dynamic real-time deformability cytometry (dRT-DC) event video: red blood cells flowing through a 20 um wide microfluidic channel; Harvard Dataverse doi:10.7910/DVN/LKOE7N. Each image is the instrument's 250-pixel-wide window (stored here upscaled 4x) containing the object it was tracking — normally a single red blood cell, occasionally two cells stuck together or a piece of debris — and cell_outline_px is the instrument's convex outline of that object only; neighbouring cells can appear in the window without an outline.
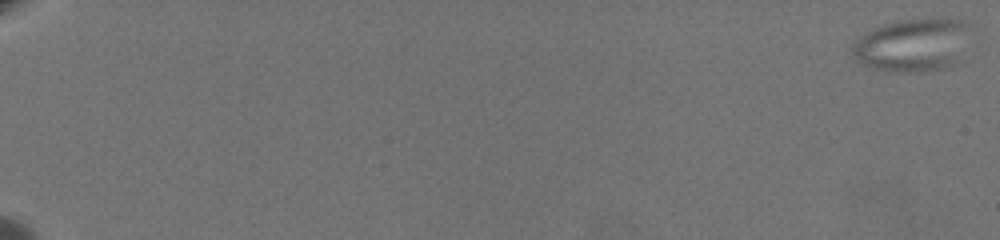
{"species": "common noctule bat (a hibernating species)", "species_latin": "Nyctalus noctula", "temperature_condition": "warm", "stored_images_in_passage": 68, "camera_frame_rate_fps": 3000, "um_per_image_px": 0.085, "animal": {"sex": "female", "body_mass_g": 19.5, "forearm_length_mm": 54.1}, "frame": {"image": 1, "passage_image": 1, "time_ms": 0.0, "image_size_px": [1000, 240], "cell_outline_px": [[968, 28], [956, 64], [944, 68], [920, 72], [884, 72], [872, 68], [856, 60], [852, 56], [852, 44], [860, 36], [884, 24], [900, 20], [964, 20], [968, 24]], "centroid_in_image_um": [77.48, 3.87], "position_along_channel_um": 7.5, "area_um2": 35.78}}
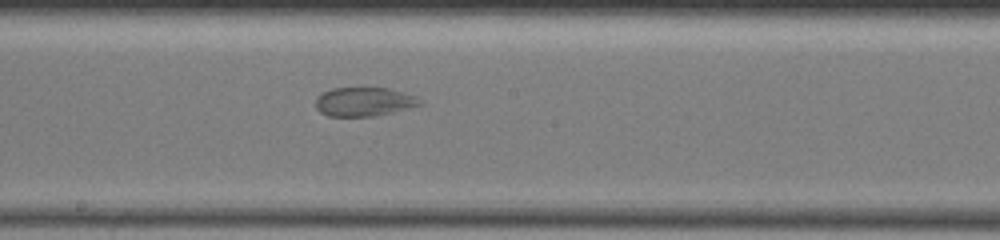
{"frame": {"image": 2, "passage_image": 42, "time_ms": 13.667, "image_size_px": [1000, 240], "cell_outline_px": [[424, 104], [408, 108], [372, 116], [328, 116], [320, 112], [316, 108], [316, 96], [332, 88], [388, 88], [416, 96]], "centroid_in_image_um": [30.92, 8.64], "position_along_channel_um": 217.3, "area_um2": 17.4}}
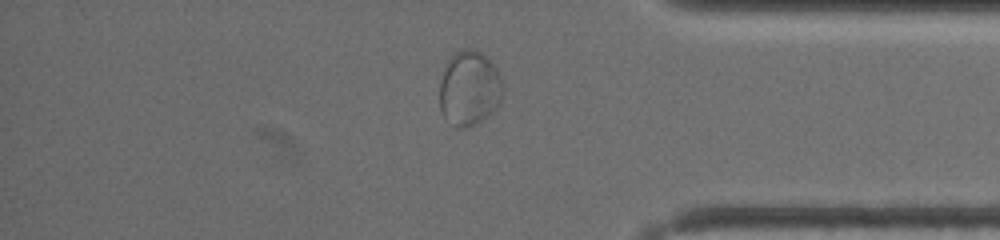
{"frame": {"image": 3, "passage_image": 59, "time_ms": 19.333, "image_size_px": [1000, 240], "cell_outline_px": [[504, 92], [496, 108], [492, 112], [480, 120], [464, 128], [456, 128], [440, 112], [440, 80], [444, 68], [448, 60], [456, 52], [468, 48], [476, 48], [496, 68], [504, 84]], "centroid_in_image_um": [39.89, 7.5], "position_along_channel_um": 395.3, "area_um2": 27.51}}